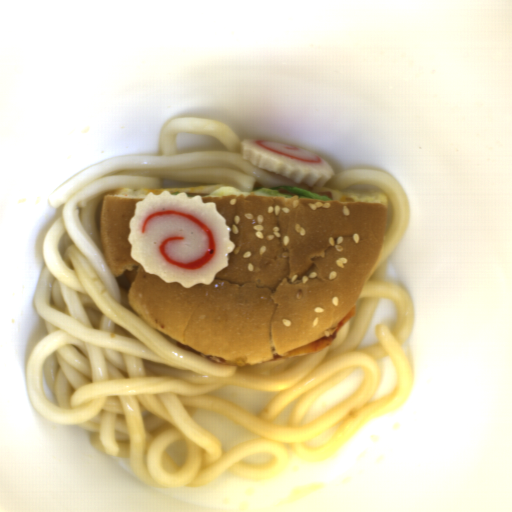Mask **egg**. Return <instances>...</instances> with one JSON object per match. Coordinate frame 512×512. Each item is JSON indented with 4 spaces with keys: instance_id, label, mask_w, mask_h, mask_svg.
Returning a JSON list of instances; mask_svg holds the SVG:
<instances>
[{
    "instance_id": "obj_1",
    "label": "egg",
    "mask_w": 512,
    "mask_h": 512,
    "mask_svg": "<svg viewBox=\"0 0 512 512\" xmlns=\"http://www.w3.org/2000/svg\"><path fill=\"white\" fill-rule=\"evenodd\" d=\"M209 197L215 196H247L255 195L256 197L269 196V193H265L258 190H252L251 192H243L235 186H220L208 194Z\"/></svg>"
}]
</instances>
